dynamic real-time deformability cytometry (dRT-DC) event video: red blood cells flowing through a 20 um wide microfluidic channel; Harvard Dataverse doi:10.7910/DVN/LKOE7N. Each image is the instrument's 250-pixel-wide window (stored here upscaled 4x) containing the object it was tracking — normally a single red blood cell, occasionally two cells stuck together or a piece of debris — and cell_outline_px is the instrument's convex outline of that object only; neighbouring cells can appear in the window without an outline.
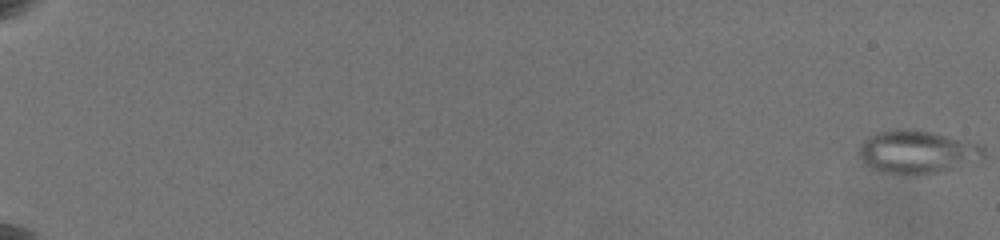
{"species": "common noctule bat (a hibernating species)", "species_latin": "Nyctalus noctula", "temperature_condition": "warm", "stored_images_in_passage": 34, "camera_frame_rate_fps": 3000, "um_per_image_px": 0.085, "animal": {"sex": "female", "body_mass_g": 19.5, "forearm_length_mm": 54.1}, "frame": {"image": 1, "passage_image": 1, "time_ms": 0.0, "image_size_px": [1000, 240], "cell_outline_px": [[984, 160], [980, 164], [916, 176], [904, 176], [880, 172], [864, 164], [860, 156], [860, 144], [868, 136], [876, 132], [896, 128], [912, 128], [932, 132], [980, 144], [984, 148]], "centroid_in_image_um": [78.01, 12.94], "position_along_channel_um": 7.0, "area_um2": 32.48}}
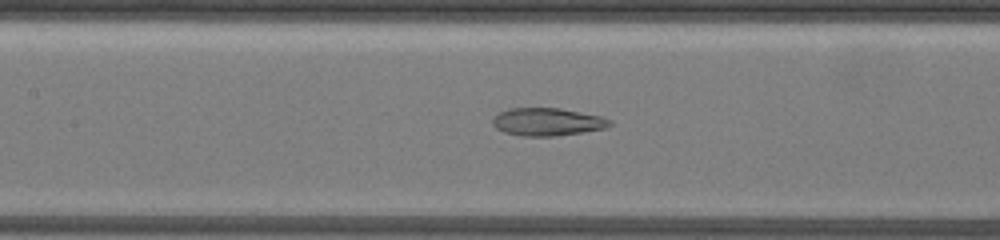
{"frame": {"image": 2, "passage_image": 25, "time_ms": 10.667, "image_size_px": [1000, 240], "cell_outline_px": [[612, 124], [608, 128], [584, 132], [556, 136], [520, 136], [504, 132], [496, 128], [492, 124], [492, 120], [500, 112], [508, 108], [560, 108], [600, 116], [612, 120]], "centroid_in_image_um": [46.55, 10.36], "position_along_channel_um": 160.9, "area_um2": 19.07}}
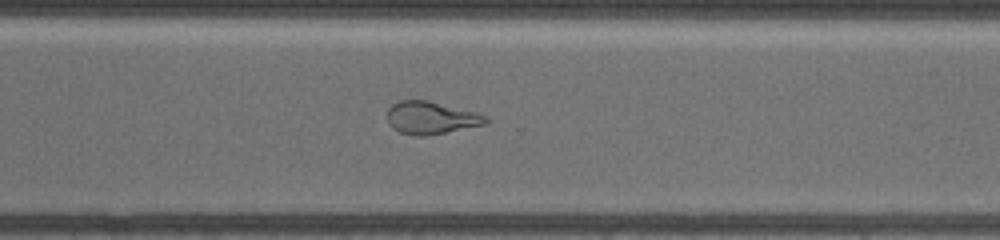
{"frame": {"image": 3, "passage_image": 34, "time_ms": 15.333, "image_size_px": [1000, 240], "cell_outline_px": [[488, 120], [484, 124], [428, 136], [412, 136], [400, 132], [392, 128], [388, 124], [388, 108], [392, 104], [400, 100], [428, 100], [480, 112], [488, 116]], "centroid_in_image_um": [36.64, 10.01], "position_along_channel_um": 334.0, "area_um2": 19.02}}